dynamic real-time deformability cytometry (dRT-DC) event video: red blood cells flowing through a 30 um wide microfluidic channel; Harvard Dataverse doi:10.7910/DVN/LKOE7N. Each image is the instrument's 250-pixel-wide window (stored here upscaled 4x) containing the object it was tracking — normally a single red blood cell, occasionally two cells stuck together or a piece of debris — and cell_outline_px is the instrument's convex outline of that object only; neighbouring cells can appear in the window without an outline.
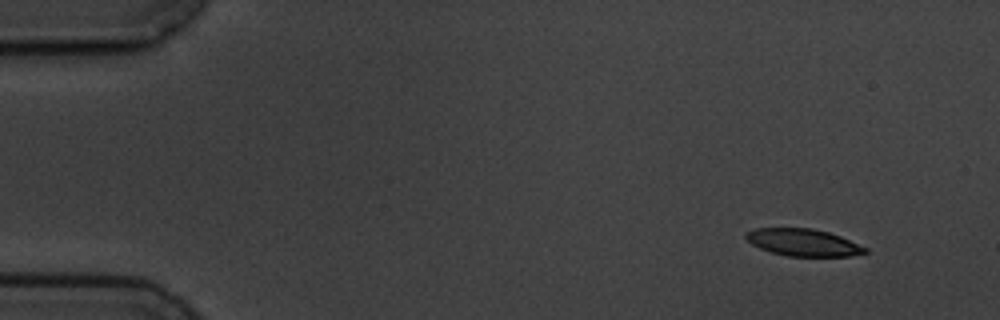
{"species": "common noctule bat (a hibernating species)", "species_latin": "Nyctalus noctula", "temperature_condition": "cold", "stored_images_in_passage": 14, "camera_frame_rate_fps": 3000, "um_per_image_px": 0.085, "animal": {"sex": "male", "body_mass_g": 19.5, "forearm_length_mm": 54.6}, "frame": {"image": 1, "passage_image": 1, "time_ms": 0.0, "image_size_px": [1000, 320], "cell_outline_px": [[868, 252], [848, 256], [788, 256], [772, 252], [760, 248], [752, 244], [744, 236], [744, 232], [756, 228], [812, 228], [828, 232], [840, 236], [868, 248]], "centroid_in_image_um": [68.26, 20.6], "position_along_channel_um": 16.7, "area_um2": 18.79}}
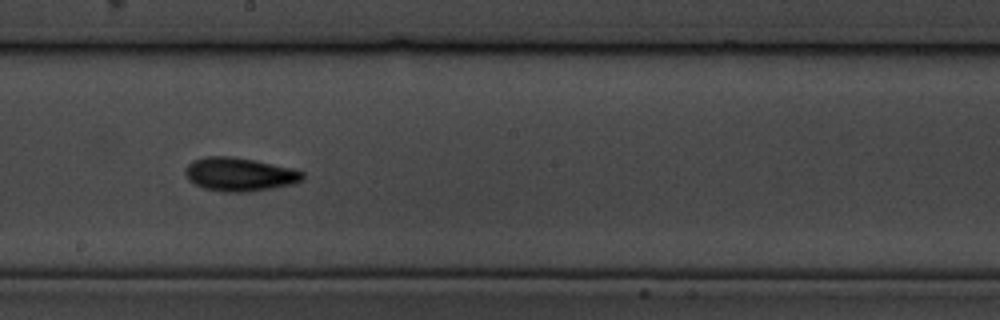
{"frame": {"image": 2, "passage_image": 8, "time_ms": 9.0, "image_size_px": [1000, 320], "cell_outline_px": [[304, 176], [300, 180], [292, 184], [272, 188], [248, 192], [224, 192], [204, 188], [192, 184], [188, 180], [184, 172], [184, 168], [192, 160], [208, 156], [228, 156], [252, 160], [292, 168], [304, 172]], "centroid_in_image_um": [20.3, 14.82], "position_along_channel_um": 227.9, "area_um2": 22.89}}
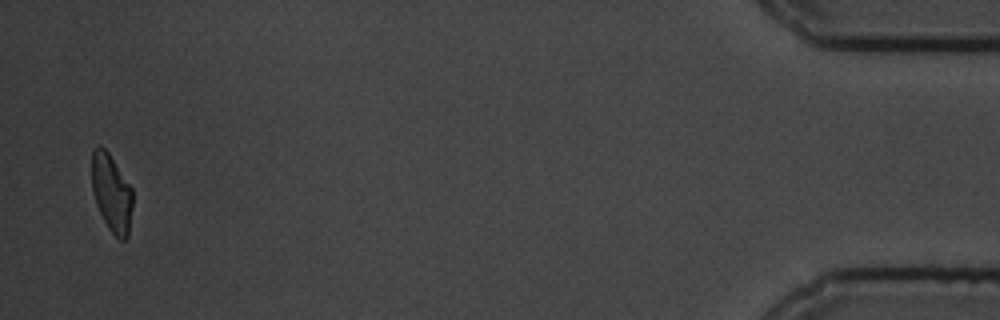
{"frame": {"image": 3, "passage_image": 14, "time_ms": 17.0, "image_size_px": [1000, 320], "cell_outline_px": [[132, 208], [128, 236], [124, 240], [120, 240], [108, 228], [96, 204], [92, 192], [92, 152], [100, 144], [108, 152], [132, 188]], "centroid_in_image_um": [9.48, 16.41], "position_along_channel_um": 425.7, "area_um2": 18.38}, "authors_computed_cell_mechanics": {"area_um2": 20.8658, "velocity_mm_per_s": 3.5137, "shape_relaxation_time_tau1_ms": 2.3403, "shape_relaxation_time_tau2_ms": 4.4778, "deformation_change_tau1": 0.0897, "deformation_change_tau2": 0.0963}}